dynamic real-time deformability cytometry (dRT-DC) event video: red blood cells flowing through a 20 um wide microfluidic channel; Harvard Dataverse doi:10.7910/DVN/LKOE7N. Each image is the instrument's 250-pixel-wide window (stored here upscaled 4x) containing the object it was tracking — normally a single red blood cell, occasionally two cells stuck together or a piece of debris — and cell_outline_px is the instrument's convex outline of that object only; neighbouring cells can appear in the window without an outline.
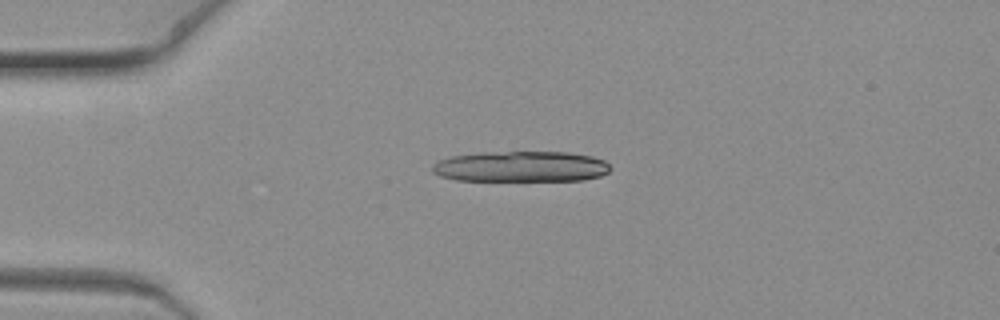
{"species": "common noctule bat (a hibernating species)", "species_latin": "Nyctalus noctula", "temperature_condition": "warm", "stored_images_in_passage": 4, "camera_frame_rate_fps": 3000, "um_per_image_px": 0.085, "animal": {"sex": "female", "body_mass_g": 19.3, "forearm_length_mm": 54.1}, "frame": {"image": 1, "passage_image": 1, "time_ms": 0.0, "image_size_px": [1000, 320], "cell_outline_px": [[612, 168], [608, 172], [600, 176], [584, 180], [456, 180], [440, 176], [432, 172], [432, 164], [440, 160], [452, 156], [484, 152], [568, 152], [592, 156], [604, 160]], "centroid_in_image_um": [44.3, 14.15], "position_along_channel_um": 40.7, "area_um2": 31.85}}